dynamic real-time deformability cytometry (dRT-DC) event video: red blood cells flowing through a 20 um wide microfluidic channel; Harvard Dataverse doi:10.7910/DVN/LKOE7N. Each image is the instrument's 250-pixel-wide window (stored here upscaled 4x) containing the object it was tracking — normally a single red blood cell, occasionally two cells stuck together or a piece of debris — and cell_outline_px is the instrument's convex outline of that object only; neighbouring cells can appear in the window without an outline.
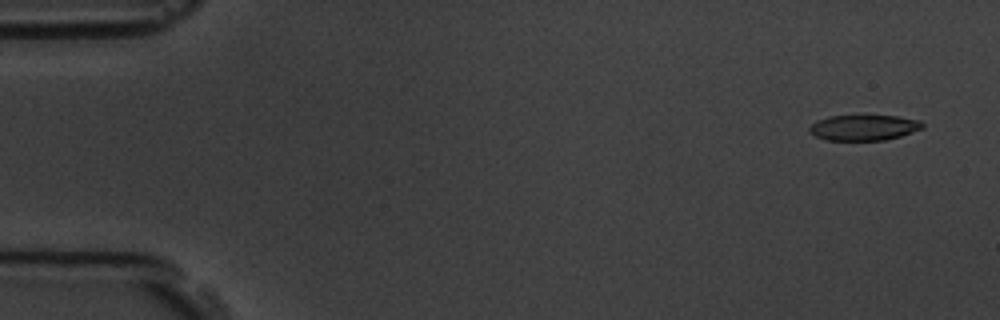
{"species": "common noctule bat (a hibernating species)", "species_latin": "Nyctalus noctula", "temperature_condition": "room temperature", "stored_images_in_passage": 4, "camera_frame_rate_fps": 3000, "um_per_image_px": 0.085, "animal": {"sex": "male", "body_mass_g": 19.5, "forearm_length_mm": 54.6}, "frame": {"image": 1, "passage_image": 1, "time_ms": 0.0, "image_size_px": [1000, 320], "cell_outline_px": [[924, 128], [900, 136], [884, 140], [824, 140], [808, 132], [808, 128], [816, 120], [828, 116], [896, 116], [920, 120], [924, 124]], "centroid_in_image_um": [73.4, 10.85], "position_along_channel_um": 11.6, "area_um2": 16.88}}
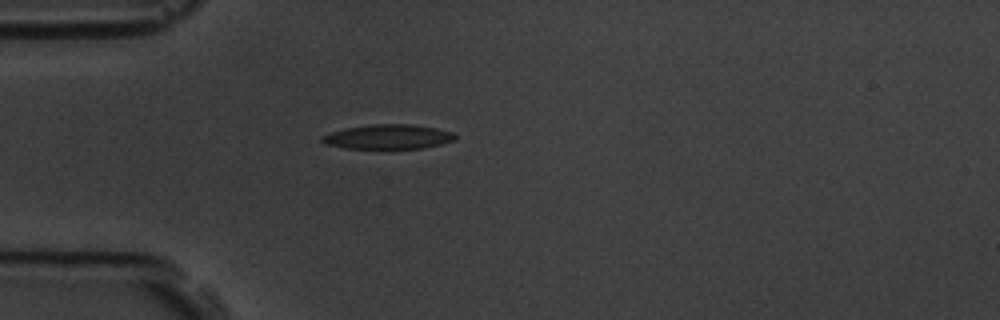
{"frame": {"image": 2, "passage_image": 4, "time_ms": 4.333, "image_size_px": [1000, 320], "cell_outline_px": [[456, 140], [424, 148], [344, 148], [324, 144], [320, 140], [320, 136], [332, 132], [348, 128], [372, 124], [412, 124], [436, 128], [452, 132], [456, 136]], "centroid_in_image_um": [32.99, 11.62], "position_along_channel_um": 52.0, "area_um2": 18.96}}